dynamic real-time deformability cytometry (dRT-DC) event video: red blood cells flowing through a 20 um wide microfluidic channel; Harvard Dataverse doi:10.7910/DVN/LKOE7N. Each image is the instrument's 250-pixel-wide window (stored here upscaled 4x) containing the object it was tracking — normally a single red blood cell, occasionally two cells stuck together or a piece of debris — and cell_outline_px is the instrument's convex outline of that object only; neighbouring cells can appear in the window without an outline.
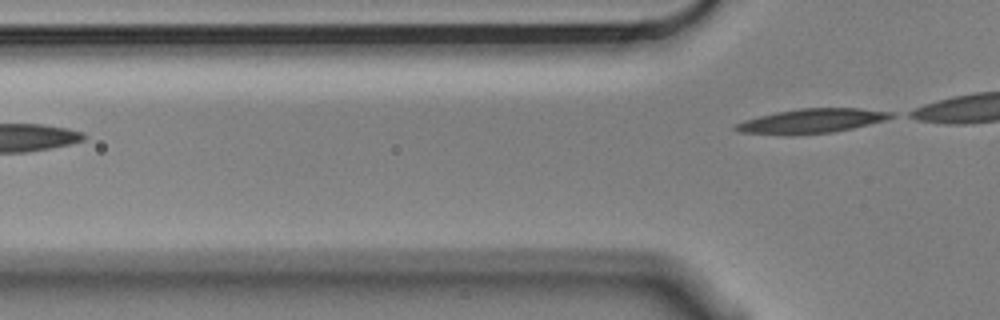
{"species": "Egyptian fruit bat (a non-hibernating species)", "species_latin": "Rousettus aegyptiacus", "temperature_condition": "cold", "stored_images_in_passage": 5, "camera_frame_rate_fps": 3000, "um_per_image_px": 0.085, "animal": {"sex": "male"}, "frame": {"image": 1, "passage_image": 5, "time_ms": 1.333, "image_size_px": [1000, 320], "cell_outline_px": [[896, 116], [884, 120], [852, 128], [832, 132], [792, 136], [788, 136], [740, 132], [732, 128], [732, 124], [744, 120], [776, 112], [800, 108], [860, 108], [896, 112]], "centroid_in_image_um": [68.95, 10.29], "position_along_channel_um": 56.8, "area_um2": 22.43}}